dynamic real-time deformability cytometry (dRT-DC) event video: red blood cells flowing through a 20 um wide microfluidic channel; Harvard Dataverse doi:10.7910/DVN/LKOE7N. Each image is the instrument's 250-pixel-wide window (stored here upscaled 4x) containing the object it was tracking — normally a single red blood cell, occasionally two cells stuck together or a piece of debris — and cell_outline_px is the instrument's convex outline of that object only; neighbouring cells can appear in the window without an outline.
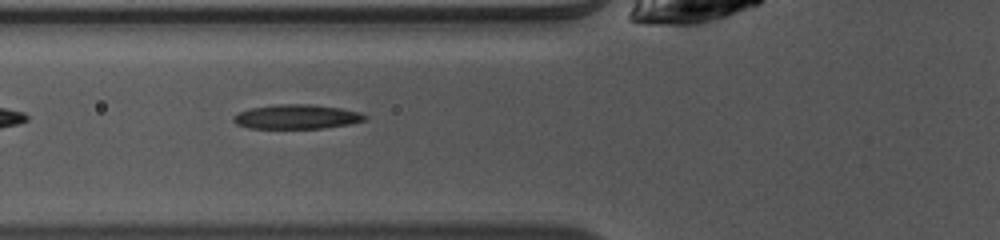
{"species": "common noctule bat (a hibernating species)", "species_latin": "Nyctalus noctula", "temperature_condition": "warm", "stored_images_in_passage": 36, "camera_frame_rate_fps": 3000, "um_per_image_px": 0.085, "animal": {"sex": "female", "body_mass_g": 10.0, "forearm_length_mm": 53.1}, "frame": {"image": 1, "passage_image": 6, "time_ms": 1.667, "image_size_px": [1000, 240], "cell_outline_px": [[368, 120], [348, 124], [324, 128], [248, 128], [236, 124], [232, 120], [232, 116], [240, 112], [252, 108], [276, 104], [308, 104], [340, 108], [360, 112], [368, 116]], "centroid_in_image_um": [25.23, 9.92], "position_along_channel_um": 100.6, "area_um2": 18.67}}
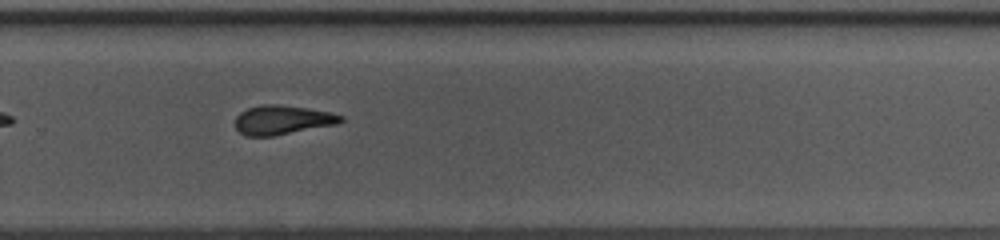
{"frame": {"image": 2, "passage_image": 21, "time_ms": 6.667, "image_size_px": [1000, 240], "cell_outline_px": [[344, 120], [336, 124], [272, 136], [248, 136], [240, 132], [236, 128], [236, 116], [240, 112], [248, 108], [264, 104], [276, 104], [332, 112], [344, 116]], "centroid_in_image_um": [24.01, 10.19], "position_along_channel_um": 305.8, "area_um2": 17.74}, "authors_computed_cell_mechanics": {"area_um2": 18.5538, "velocity_mm_per_s": 4.0969, "shape_relaxation_time_tau1_ms": 2.8778, "shape_relaxation_time_tau2_ms": 6.3737, "deformation_change_tau1": 0.1419, "deformation_change_tau2": 0.1331}}